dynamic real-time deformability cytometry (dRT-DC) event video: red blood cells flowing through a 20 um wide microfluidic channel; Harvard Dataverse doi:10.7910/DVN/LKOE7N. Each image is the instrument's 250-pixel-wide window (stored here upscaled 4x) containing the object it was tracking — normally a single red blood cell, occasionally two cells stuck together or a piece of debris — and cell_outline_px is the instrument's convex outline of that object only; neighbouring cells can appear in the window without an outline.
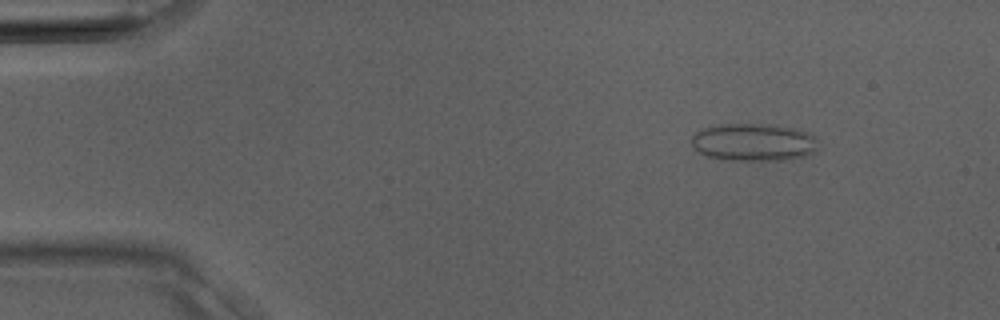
{"species": "Egyptian fruit bat (a non-hibernating species)", "species_latin": "Rousettus aegyptiacus", "temperature_condition": "room temperature", "stored_images_in_passage": 36, "camera_frame_rate_fps": 3000, "um_per_image_px": 0.085, "animal": {"sex": "male"}, "frame": {"image": 1, "passage_image": 4, "time_ms": 1.0, "image_size_px": [1000, 320], "cell_outline_px": [[816, 152], [804, 156], [788, 160], [728, 160], [708, 156], [700, 152], [692, 144], [692, 136], [700, 128], [724, 124], [760, 124], [792, 128], [808, 132], [816, 136]], "centroid_in_image_um": [64.07, 12.09], "position_along_channel_um": 20.9, "area_um2": 27.63}}
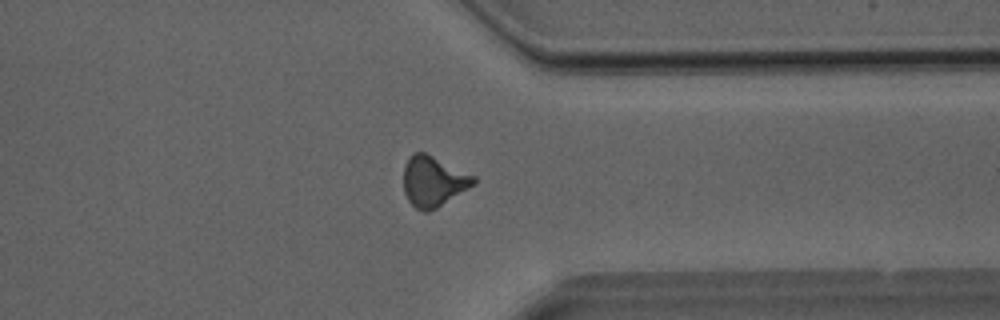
{"frame": {"image": 2, "passage_image": 28, "time_ms": 9.0, "image_size_px": [1000, 320], "cell_outline_px": [[476, 184], [436, 208], [428, 212], [424, 212], [416, 208], [408, 200], [404, 192], [404, 164], [408, 156], [412, 152], [424, 152], [476, 176]], "centroid_in_image_um": [36.83, 15.4], "position_along_channel_um": 374.6, "area_um2": 20.63}}
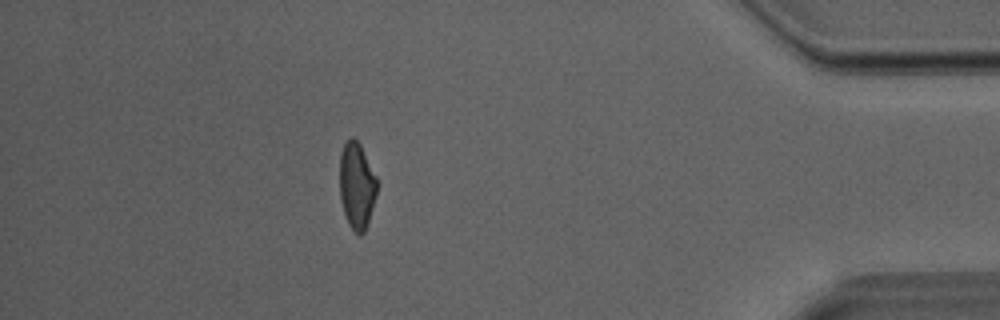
{"frame": {"image": 3, "passage_image": 32, "time_ms": 10.333, "image_size_px": [1000, 320], "cell_outline_px": [[380, 184], [364, 232], [360, 236], [348, 224], [344, 216], [340, 200], [340, 152], [344, 144], [352, 136], [360, 144]], "centroid_in_image_um": [30.33, 15.78], "position_along_channel_um": 404.9, "area_um2": 18.96}}